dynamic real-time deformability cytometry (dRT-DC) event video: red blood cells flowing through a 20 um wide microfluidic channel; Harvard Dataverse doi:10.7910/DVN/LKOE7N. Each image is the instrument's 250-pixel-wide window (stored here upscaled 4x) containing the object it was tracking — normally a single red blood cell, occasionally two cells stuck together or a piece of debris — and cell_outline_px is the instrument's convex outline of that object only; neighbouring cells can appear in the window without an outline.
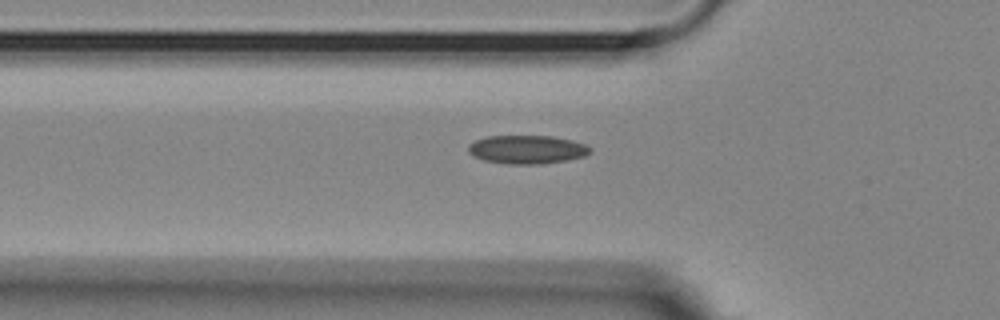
{"species": "Egyptian fruit bat (a non-hibernating species)", "species_latin": "Rousettus aegyptiacus", "temperature_condition": "room temperature", "stored_images_in_passage": 35, "camera_frame_rate_fps": 3000, "um_per_image_px": 0.085, "animal": {"sex": "female"}, "frame": {"image": 1, "passage_image": 4, "time_ms": 1.0, "image_size_px": [1000, 320], "cell_outline_px": [[592, 152], [584, 156], [568, 160], [540, 164], [508, 164], [484, 160], [472, 156], [468, 152], [468, 144], [476, 140], [488, 136], [552, 136], [572, 140], [584, 144], [592, 148]], "centroid_in_image_um": [44.8, 12.71], "position_along_channel_um": 81.0, "area_um2": 20.35}}
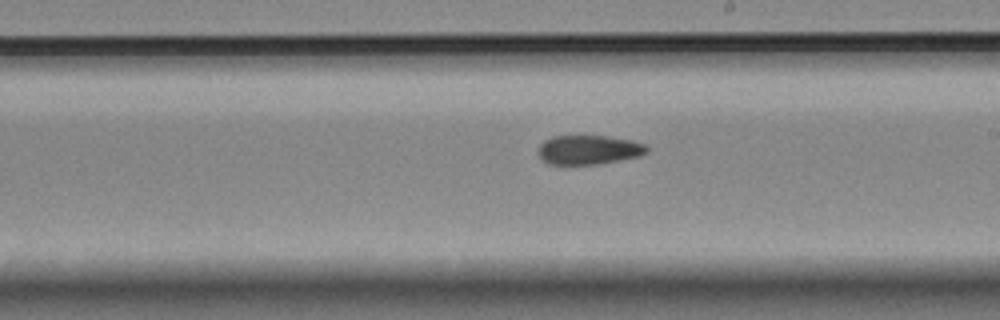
{"frame": {"image": 2, "passage_image": 17, "time_ms": 5.333, "image_size_px": [1000, 320], "cell_outline_px": [[648, 152], [640, 156], [596, 164], [548, 164], [536, 152], [540, 144], [544, 140], [552, 136], [608, 136], [632, 140], [644, 144], [648, 148]], "centroid_in_image_um": [50.03, 12.72], "position_along_channel_um": 239.0, "area_um2": 18.5}}
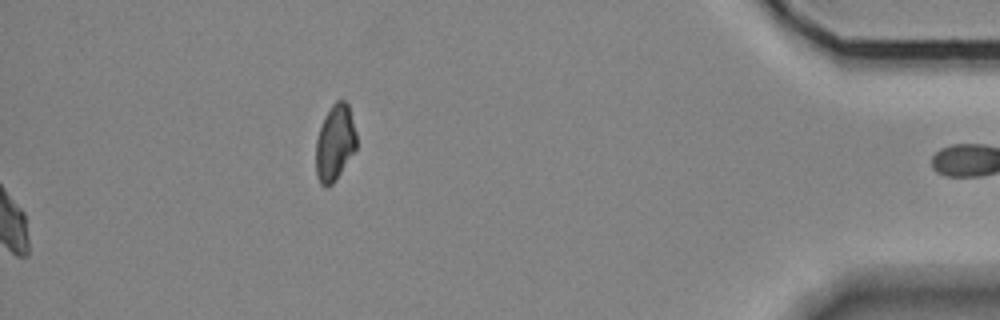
{"frame": {"image": 3, "passage_image": 35, "time_ms": 11.333, "image_size_px": [1000, 320], "cell_outline_px": [[356, 148], [332, 184], [320, 184], [316, 176], [316, 140], [324, 116], [332, 104], [336, 100], [344, 100], [348, 104], [356, 132]], "centroid_in_image_um": [28.46, 12.09], "position_along_channel_um": 406.7, "area_um2": 17.69}, "authors_computed_cell_mechanics": {"area_um2": 19.4208, "velocity_mm_per_s": 3.6211, "shape_relaxation_time_tau1_ms": 5.8903, "shape_relaxation_time_tau2_ms": 5.7968, "deformation_change_tau1": 0.1352, "deformation_change_tau2": 0.1123}}